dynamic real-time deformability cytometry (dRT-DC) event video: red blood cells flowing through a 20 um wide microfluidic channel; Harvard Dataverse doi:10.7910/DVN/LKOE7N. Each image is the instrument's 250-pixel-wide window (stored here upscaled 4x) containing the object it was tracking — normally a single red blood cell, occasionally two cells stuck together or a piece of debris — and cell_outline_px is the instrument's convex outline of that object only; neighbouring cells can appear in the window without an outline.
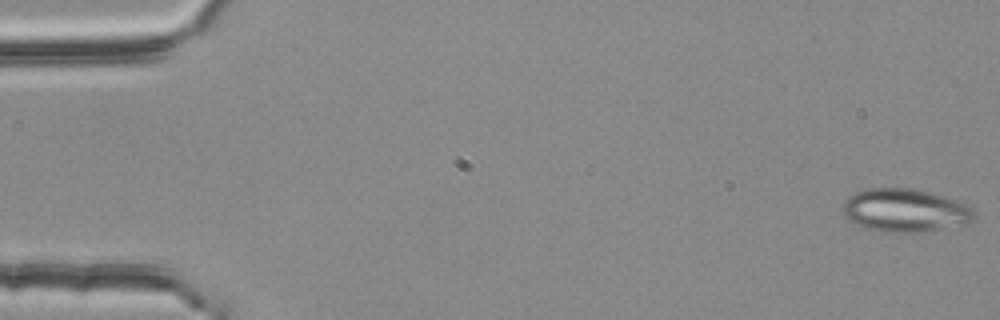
{"species": "common noctule bat (a hibernating species)", "species_latin": "Nyctalus noctula", "temperature_condition": "room temperature", "stored_images_in_passage": 55, "segment_of_instrument_passage": [1, 2], "camera_frame_rate_fps": 3000, "um_per_image_px": 0.085, "animal": {"sex": "female", "body_mass_g": 25.1}, "frame": {"image": 1, "passage_image": 1, "time_ms": 0.0, "image_size_px": [1000, 320], "cell_outline_px": [[976, 216], [972, 220], [964, 224], [920, 232], [880, 232], [864, 228], [848, 220], [844, 216], [840, 208], [844, 200], [848, 196], [856, 192], [868, 188], [912, 188], [928, 192], [956, 200], [968, 204], [972, 208]], "centroid_in_image_um": [76.87, 17.88], "position_along_channel_um": 8.1, "area_um2": 33.29}}
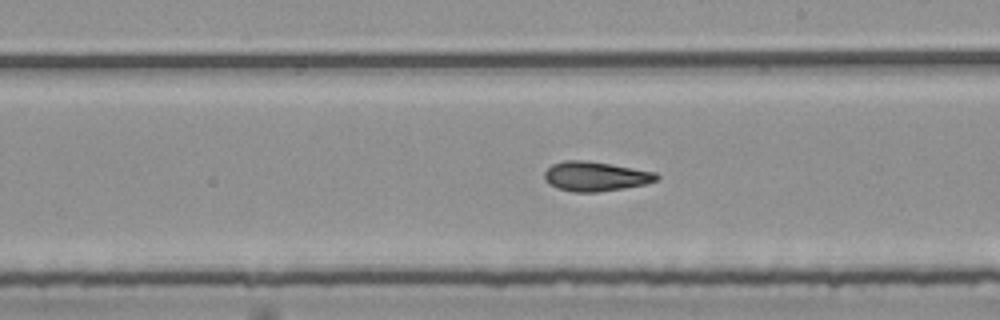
{"frame": {"image": 2, "passage_image": 31, "time_ms": 10.0, "image_size_px": [1000, 320], "cell_outline_px": [[660, 176], [656, 180], [644, 184], [596, 192], [572, 192], [556, 188], [548, 184], [544, 180], [544, 172], [552, 164], [564, 160], [584, 160], [612, 164], [656, 172]], "centroid_in_image_um": [50.56, 14.98], "position_along_channel_um": 238.4, "area_um2": 19.31}}
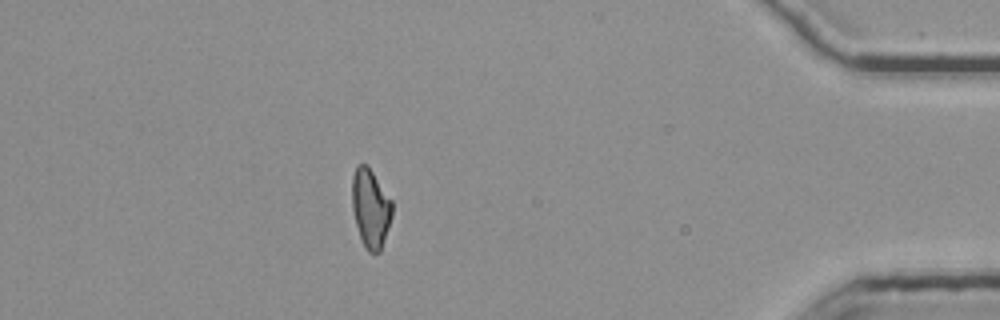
{"frame": {"image": 3, "passage_image": 48, "time_ms": 15.667, "image_size_px": [1000, 320], "cell_outline_px": [[392, 216], [380, 252], [368, 252], [360, 236], [356, 224], [352, 208], [352, 176], [356, 164], [364, 164], [372, 172], [392, 200]], "centroid_in_image_um": [31.49, 17.69], "position_along_channel_um": 403.7, "area_um2": 18.15}}